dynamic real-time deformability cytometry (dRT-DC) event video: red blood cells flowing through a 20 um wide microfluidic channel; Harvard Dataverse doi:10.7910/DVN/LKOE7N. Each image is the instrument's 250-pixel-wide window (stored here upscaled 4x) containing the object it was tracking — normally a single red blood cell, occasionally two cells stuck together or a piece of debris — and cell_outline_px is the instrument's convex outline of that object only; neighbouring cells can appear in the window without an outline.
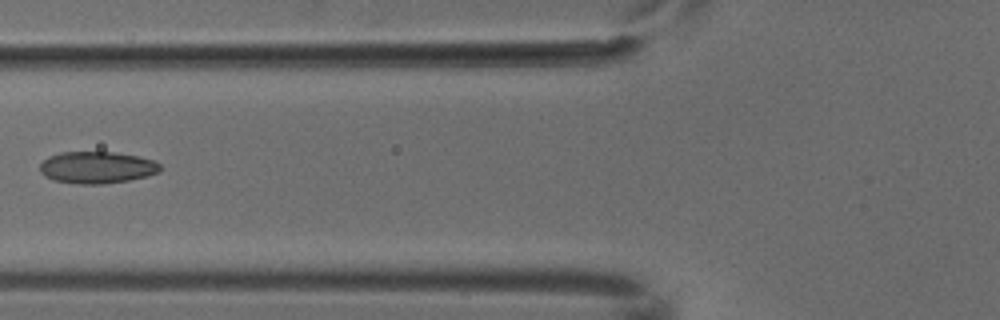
{"species": "common noctule bat (a hibernating species)", "species_latin": "Nyctalus noctula", "temperature_condition": "cold", "stored_images_in_passage": 5, "camera_frame_rate_fps": 3000, "um_per_image_px": 0.085, "animal": {"sex": "male", "body_mass_g": 18.8}, "frame": {"image": 1, "passage_image": 5, "time_ms": 1.333, "image_size_px": [1000, 320], "cell_outline_px": [[160, 172], [148, 176], [128, 180], [104, 184], [80, 184], [56, 180], [44, 176], [40, 172], [40, 164], [48, 156], [60, 152], [112, 152], [136, 156], [152, 160], [160, 164]], "centroid_in_image_um": [8.23, 14.23], "position_along_channel_um": 117.6, "area_um2": 22.25}}